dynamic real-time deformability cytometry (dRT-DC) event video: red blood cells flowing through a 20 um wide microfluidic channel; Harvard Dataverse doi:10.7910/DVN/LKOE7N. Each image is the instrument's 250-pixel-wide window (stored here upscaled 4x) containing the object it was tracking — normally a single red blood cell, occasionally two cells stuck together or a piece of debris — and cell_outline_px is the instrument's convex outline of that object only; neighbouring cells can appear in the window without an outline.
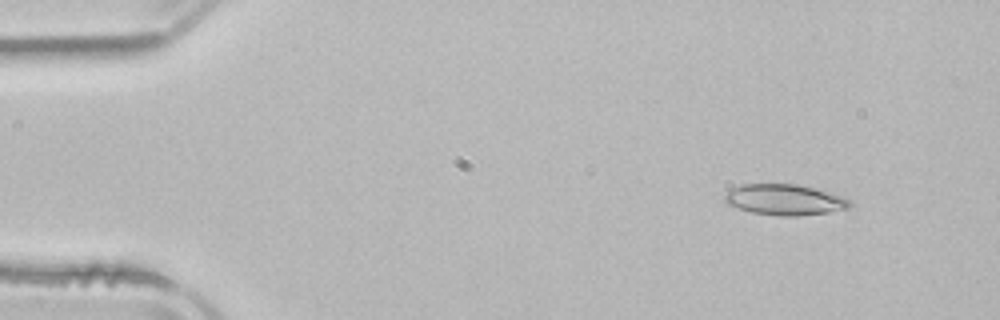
{"species": "common noctule bat (a hibernating species)", "species_latin": "Nyctalus noctula", "temperature_condition": "room temperature", "stored_images_in_passage": 5, "camera_frame_rate_fps": 3000, "um_per_image_px": 0.085, "animal": {"sex": "male", "body_mass_g": 21.5, "forearm_length_mm": 52.0}, "frame": {"image": 1, "passage_image": 2, "time_ms": 1.667, "image_size_px": [1000, 320], "cell_outline_px": [[852, 204], [848, 208], [828, 212], [796, 216], [780, 216], [752, 212], [728, 204], [724, 200], [724, 196], [732, 188], [744, 184], [796, 184], [844, 196], [852, 200]], "centroid_in_image_um": [66.73, 16.97], "position_along_channel_um": 18.3, "area_um2": 22.25}}
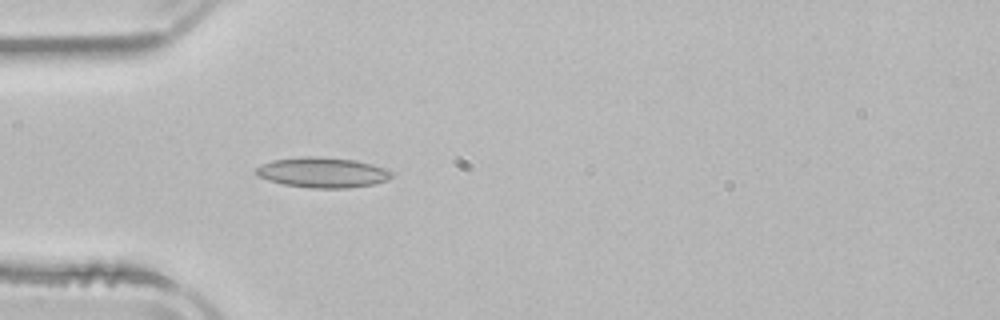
{"frame": {"image": 2, "passage_image": 5, "time_ms": 5.0, "image_size_px": [1000, 320], "cell_outline_px": [[392, 176], [388, 180], [372, 184], [348, 188], [308, 188], [284, 184], [268, 180], [256, 176], [256, 168], [260, 164], [272, 160], [300, 156], [316, 156], [356, 160], [372, 164], [384, 168], [392, 172]], "centroid_in_image_um": [27.38, 14.65], "position_along_channel_um": 57.6, "area_um2": 24.04}}